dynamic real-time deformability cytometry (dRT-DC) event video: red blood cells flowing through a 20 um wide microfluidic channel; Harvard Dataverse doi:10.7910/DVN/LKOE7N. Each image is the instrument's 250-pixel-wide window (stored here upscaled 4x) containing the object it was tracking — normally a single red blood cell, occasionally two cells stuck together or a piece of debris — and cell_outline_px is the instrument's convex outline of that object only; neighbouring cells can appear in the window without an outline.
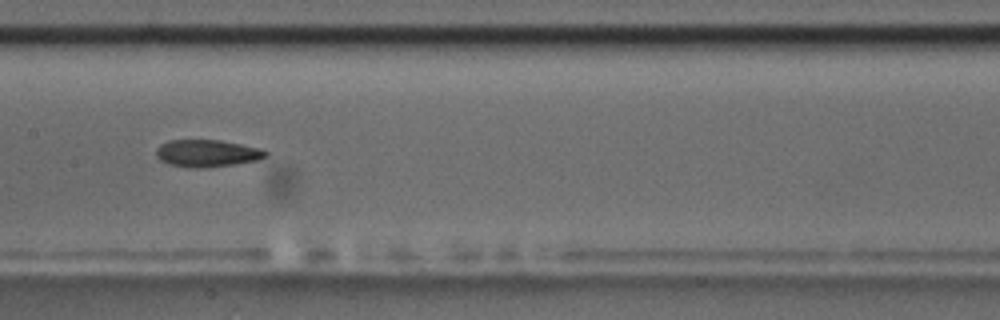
{"species": "common noctule bat (a hibernating species)", "species_latin": "Nyctalus noctula", "temperature_condition": "room temperature", "stored_images_in_passage": 9, "camera_frame_rate_fps": 3000, "um_per_image_px": 0.085, "animal": {"sex": "male", "body_mass_g": 17.5, "forearm_length_mm": 52.3}, "frame": {"image": 1, "passage_image": 9, "time_ms": 9.333, "image_size_px": [1000, 320], "cell_outline_px": [[268, 156], [260, 160], [204, 168], [192, 168], [168, 164], [160, 160], [156, 156], [156, 148], [160, 144], [168, 140], [220, 140], [260, 148], [268, 152]], "centroid_in_image_um": [17.59, 13.03], "position_along_channel_um": 189.8, "area_um2": 17.46}}